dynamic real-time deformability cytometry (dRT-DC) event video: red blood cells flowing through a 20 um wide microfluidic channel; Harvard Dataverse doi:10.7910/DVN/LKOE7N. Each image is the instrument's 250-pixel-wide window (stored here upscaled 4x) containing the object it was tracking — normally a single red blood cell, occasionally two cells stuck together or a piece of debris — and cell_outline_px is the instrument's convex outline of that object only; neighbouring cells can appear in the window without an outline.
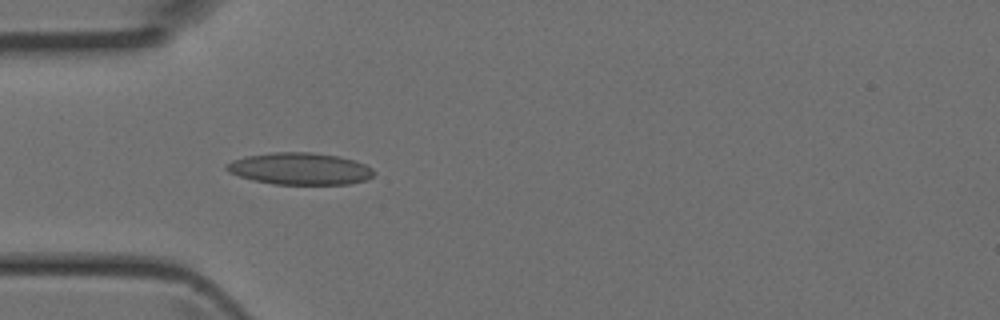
{"species": "Egyptian fruit bat (a non-hibernating species)", "species_latin": "Rousettus aegyptiacus", "temperature_condition": "room temperature", "stored_images_in_passage": 4, "camera_frame_rate_fps": 3000, "um_per_image_px": 0.085, "animal": {"sex": "female"}, "frame": {"image": 1, "passage_image": 4, "time_ms": 1.0, "image_size_px": [1000, 320], "cell_outline_px": [[376, 172], [368, 180], [348, 184], [272, 184], [240, 176], [228, 172], [224, 168], [224, 164], [232, 160], [244, 156], [272, 152], [312, 152], [340, 156], [356, 160], [372, 168]], "centroid_in_image_um": [25.5, 14.33], "position_along_channel_um": 59.5, "area_um2": 27.69}}